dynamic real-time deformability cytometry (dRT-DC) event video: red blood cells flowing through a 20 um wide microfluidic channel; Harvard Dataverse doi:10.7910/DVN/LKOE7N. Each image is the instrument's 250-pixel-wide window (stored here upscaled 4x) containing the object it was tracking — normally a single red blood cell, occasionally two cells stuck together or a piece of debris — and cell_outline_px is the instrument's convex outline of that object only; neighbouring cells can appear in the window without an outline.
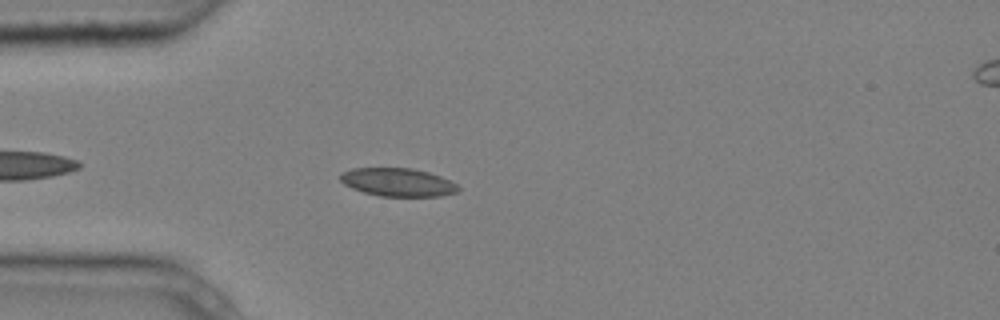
{"species": "common noctule bat (a hibernating species)", "species_latin": "Nyctalus noctula", "temperature_condition": "cold", "stored_images_in_passage": 5, "camera_frame_rate_fps": 3000, "um_per_image_px": 0.085, "animal": {"sex": "male", "body_mass_g": 20.4}, "frame": {"image": 1, "passage_image": 5, "time_ms": 1.333, "image_size_px": [1000, 320], "cell_outline_px": [[460, 188], [456, 192], [440, 196], [380, 196], [364, 192], [352, 188], [344, 184], [340, 180], [340, 172], [352, 168], [412, 168], [428, 172], [440, 176], [456, 184]], "centroid_in_image_um": [33.78, 15.48], "position_along_channel_um": 51.2, "area_um2": 19.31}}